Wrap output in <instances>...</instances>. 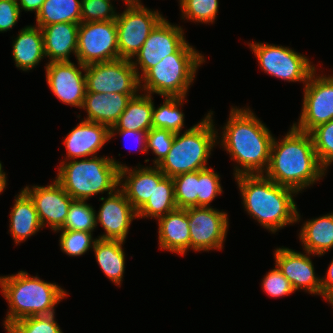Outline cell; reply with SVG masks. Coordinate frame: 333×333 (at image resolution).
Here are the masks:
<instances>
[{
    "mask_svg": "<svg viewBox=\"0 0 333 333\" xmlns=\"http://www.w3.org/2000/svg\"><path fill=\"white\" fill-rule=\"evenodd\" d=\"M228 119L219 142L238 164L234 167V177L264 174L269 166L274 136L249 107L232 106Z\"/></svg>",
    "mask_w": 333,
    "mask_h": 333,
    "instance_id": "1",
    "label": "cell"
},
{
    "mask_svg": "<svg viewBox=\"0 0 333 333\" xmlns=\"http://www.w3.org/2000/svg\"><path fill=\"white\" fill-rule=\"evenodd\" d=\"M290 128L281 141L274 137L265 176L299 193L322 179L327 170L318 160L310 133Z\"/></svg>",
    "mask_w": 333,
    "mask_h": 333,
    "instance_id": "2",
    "label": "cell"
},
{
    "mask_svg": "<svg viewBox=\"0 0 333 333\" xmlns=\"http://www.w3.org/2000/svg\"><path fill=\"white\" fill-rule=\"evenodd\" d=\"M245 211L272 233L301 219L293 196L294 189L279 185L264 174L234 177Z\"/></svg>",
    "mask_w": 333,
    "mask_h": 333,
    "instance_id": "3",
    "label": "cell"
},
{
    "mask_svg": "<svg viewBox=\"0 0 333 333\" xmlns=\"http://www.w3.org/2000/svg\"><path fill=\"white\" fill-rule=\"evenodd\" d=\"M29 275L26 271H19L14 275L0 276V291L9 305L3 323L5 329L22 318L55 313L56 304L69 295L56 283Z\"/></svg>",
    "mask_w": 333,
    "mask_h": 333,
    "instance_id": "4",
    "label": "cell"
},
{
    "mask_svg": "<svg viewBox=\"0 0 333 333\" xmlns=\"http://www.w3.org/2000/svg\"><path fill=\"white\" fill-rule=\"evenodd\" d=\"M125 164L109 157L62 161L55 180L76 200H88L98 193L111 194L119 188V170Z\"/></svg>",
    "mask_w": 333,
    "mask_h": 333,
    "instance_id": "5",
    "label": "cell"
},
{
    "mask_svg": "<svg viewBox=\"0 0 333 333\" xmlns=\"http://www.w3.org/2000/svg\"><path fill=\"white\" fill-rule=\"evenodd\" d=\"M212 112L210 110L202 121L184 133H175L170 151L157 165L166 177L208 168V158L215 144L219 143L217 139H220L217 138Z\"/></svg>",
    "mask_w": 333,
    "mask_h": 333,
    "instance_id": "6",
    "label": "cell"
},
{
    "mask_svg": "<svg viewBox=\"0 0 333 333\" xmlns=\"http://www.w3.org/2000/svg\"><path fill=\"white\" fill-rule=\"evenodd\" d=\"M204 62V55L186 41L174 54L163 58L140 78V89L150 95L186 97L198 67Z\"/></svg>",
    "mask_w": 333,
    "mask_h": 333,
    "instance_id": "7",
    "label": "cell"
},
{
    "mask_svg": "<svg viewBox=\"0 0 333 333\" xmlns=\"http://www.w3.org/2000/svg\"><path fill=\"white\" fill-rule=\"evenodd\" d=\"M249 46L261 69L270 76L306 84L316 70L308 57L289 47L259 42H252Z\"/></svg>",
    "mask_w": 333,
    "mask_h": 333,
    "instance_id": "8",
    "label": "cell"
},
{
    "mask_svg": "<svg viewBox=\"0 0 333 333\" xmlns=\"http://www.w3.org/2000/svg\"><path fill=\"white\" fill-rule=\"evenodd\" d=\"M76 59L85 66L120 59L115 21L81 22Z\"/></svg>",
    "mask_w": 333,
    "mask_h": 333,
    "instance_id": "9",
    "label": "cell"
},
{
    "mask_svg": "<svg viewBox=\"0 0 333 333\" xmlns=\"http://www.w3.org/2000/svg\"><path fill=\"white\" fill-rule=\"evenodd\" d=\"M86 92L138 94L140 79L131 60L118 59L85 66ZM138 91V92H137Z\"/></svg>",
    "mask_w": 333,
    "mask_h": 333,
    "instance_id": "10",
    "label": "cell"
},
{
    "mask_svg": "<svg viewBox=\"0 0 333 333\" xmlns=\"http://www.w3.org/2000/svg\"><path fill=\"white\" fill-rule=\"evenodd\" d=\"M164 17L145 6L131 7L118 13L115 20L119 58L134 60L135 55L150 35L151 31Z\"/></svg>",
    "mask_w": 333,
    "mask_h": 333,
    "instance_id": "11",
    "label": "cell"
},
{
    "mask_svg": "<svg viewBox=\"0 0 333 333\" xmlns=\"http://www.w3.org/2000/svg\"><path fill=\"white\" fill-rule=\"evenodd\" d=\"M316 70L304 85L301 115L293 126L310 133L314 128L333 120V75L317 76Z\"/></svg>",
    "mask_w": 333,
    "mask_h": 333,
    "instance_id": "12",
    "label": "cell"
},
{
    "mask_svg": "<svg viewBox=\"0 0 333 333\" xmlns=\"http://www.w3.org/2000/svg\"><path fill=\"white\" fill-rule=\"evenodd\" d=\"M190 229V249L221 250L228 231L226 212L212 207L187 208Z\"/></svg>",
    "mask_w": 333,
    "mask_h": 333,
    "instance_id": "13",
    "label": "cell"
},
{
    "mask_svg": "<svg viewBox=\"0 0 333 333\" xmlns=\"http://www.w3.org/2000/svg\"><path fill=\"white\" fill-rule=\"evenodd\" d=\"M185 42L182 27L172 25L163 18L151 31L142 48L135 55V61L131 60L139 79L163 58L174 54ZM139 69L142 74L139 73Z\"/></svg>",
    "mask_w": 333,
    "mask_h": 333,
    "instance_id": "14",
    "label": "cell"
},
{
    "mask_svg": "<svg viewBox=\"0 0 333 333\" xmlns=\"http://www.w3.org/2000/svg\"><path fill=\"white\" fill-rule=\"evenodd\" d=\"M46 80L52 93L64 104L82 108L86 95L85 65L70 62H52L46 66Z\"/></svg>",
    "mask_w": 333,
    "mask_h": 333,
    "instance_id": "15",
    "label": "cell"
},
{
    "mask_svg": "<svg viewBox=\"0 0 333 333\" xmlns=\"http://www.w3.org/2000/svg\"><path fill=\"white\" fill-rule=\"evenodd\" d=\"M23 190L32 199L42 227L48 224L56 232L64 225L73 198L56 180L47 186H26Z\"/></svg>",
    "mask_w": 333,
    "mask_h": 333,
    "instance_id": "16",
    "label": "cell"
},
{
    "mask_svg": "<svg viewBox=\"0 0 333 333\" xmlns=\"http://www.w3.org/2000/svg\"><path fill=\"white\" fill-rule=\"evenodd\" d=\"M100 200L103 204L96 213V224L100 223L105 232L98 239L125 241L131 222L137 218V211L120 187Z\"/></svg>",
    "mask_w": 333,
    "mask_h": 333,
    "instance_id": "17",
    "label": "cell"
},
{
    "mask_svg": "<svg viewBox=\"0 0 333 333\" xmlns=\"http://www.w3.org/2000/svg\"><path fill=\"white\" fill-rule=\"evenodd\" d=\"M306 253V254H304ZM279 247L275 249V265L296 290L321 295V277L316 276L311 253Z\"/></svg>",
    "mask_w": 333,
    "mask_h": 333,
    "instance_id": "18",
    "label": "cell"
},
{
    "mask_svg": "<svg viewBox=\"0 0 333 333\" xmlns=\"http://www.w3.org/2000/svg\"><path fill=\"white\" fill-rule=\"evenodd\" d=\"M165 174L157 166L135 167L127 166L119 170V187L127 200L138 211L152 196L154 183H160Z\"/></svg>",
    "mask_w": 333,
    "mask_h": 333,
    "instance_id": "19",
    "label": "cell"
},
{
    "mask_svg": "<svg viewBox=\"0 0 333 333\" xmlns=\"http://www.w3.org/2000/svg\"><path fill=\"white\" fill-rule=\"evenodd\" d=\"M110 139L108 126L82 120L67 134L63 141L67 151L65 160L97 156V152Z\"/></svg>",
    "mask_w": 333,
    "mask_h": 333,
    "instance_id": "20",
    "label": "cell"
},
{
    "mask_svg": "<svg viewBox=\"0 0 333 333\" xmlns=\"http://www.w3.org/2000/svg\"><path fill=\"white\" fill-rule=\"evenodd\" d=\"M137 94L86 92L81 109L87 111L83 120L113 127L126 109L129 100Z\"/></svg>",
    "mask_w": 333,
    "mask_h": 333,
    "instance_id": "21",
    "label": "cell"
},
{
    "mask_svg": "<svg viewBox=\"0 0 333 333\" xmlns=\"http://www.w3.org/2000/svg\"><path fill=\"white\" fill-rule=\"evenodd\" d=\"M159 249L185 255L190 249L187 209H175L158 220Z\"/></svg>",
    "mask_w": 333,
    "mask_h": 333,
    "instance_id": "22",
    "label": "cell"
},
{
    "mask_svg": "<svg viewBox=\"0 0 333 333\" xmlns=\"http://www.w3.org/2000/svg\"><path fill=\"white\" fill-rule=\"evenodd\" d=\"M78 28V23H54L41 28L48 63L70 62V53L76 56Z\"/></svg>",
    "mask_w": 333,
    "mask_h": 333,
    "instance_id": "23",
    "label": "cell"
},
{
    "mask_svg": "<svg viewBox=\"0 0 333 333\" xmlns=\"http://www.w3.org/2000/svg\"><path fill=\"white\" fill-rule=\"evenodd\" d=\"M12 48V57L17 68L23 71L34 69L45 57L41 28L36 25L22 28L13 41Z\"/></svg>",
    "mask_w": 333,
    "mask_h": 333,
    "instance_id": "24",
    "label": "cell"
},
{
    "mask_svg": "<svg viewBox=\"0 0 333 333\" xmlns=\"http://www.w3.org/2000/svg\"><path fill=\"white\" fill-rule=\"evenodd\" d=\"M14 201L10 212L9 231L15 244L18 245L19 242H25L43 227L32 199L23 189L18 195H15Z\"/></svg>",
    "mask_w": 333,
    "mask_h": 333,
    "instance_id": "25",
    "label": "cell"
},
{
    "mask_svg": "<svg viewBox=\"0 0 333 333\" xmlns=\"http://www.w3.org/2000/svg\"><path fill=\"white\" fill-rule=\"evenodd\" d=\"M305 252L323 256L333 248V213L304 222L299 233Z\"/></svg>",
    "mask_w": 333,
    "mask_h": 333,
    "instance_id": "26",
    "label": "cell"
},
{
    "mask_svg": "<svg viewBox=\"0 0 333 333\" xmlns=\"http://www.w3.org/2000/svg\"><path fill=\"white\" fill-rule=\"evenodd\" d=\"M152 95L144 93L132 97L117 123L110 130L146 131L152 128Z\"/></svg>",
    "mask_w": 333,
    "mask_h": 333,
    "instance_id": "27",
    "label": "cell"
},
{
    "mask_svg": "<svg viewBox=\"0 0 333 333\" xmlns=\"http://www.w3.org/2000/svg\"><path fill=\"white\" fill-rule=\"evenodd\" d=\"M124 242L97 238L92 248L101 270L117 286L121 285L125 271V252L122 248Z\"/></svg>",
    "mask_w": 333,
    "mask_h": 333,
    "instance_id": "28",
    "label": "cell"
},
{
    "mask_svg": "<svg viewBox=\"0 0 333 333\" xmlns=\"http://www.w3.org/2000/svg\"><path fill=\"white\" fill-rule=\"evenodd\" d=\"M82 0H45L36 15L40 28L54 23H81Z\"/></svg>",
    "mask_w": 333,
    "mask_h": 333,
    "instance_id": "29",
    "label": "cell"
},
{
    "mask_svg": "<svg viewBox=\"0 0 333 333\" xmlns=\"http://www.w3.org/2000/svg\"><path fill=\"white\" fill-rule=\"evenodd\" d=\"M177 209L172 177H165L154 183V192L149 200L137 211V218L159 219Z\"/></svg>",
    "mask_w": 333,
    "mask_h": 333,
    "instance_id": "30",
    "label": "cell"
},
{
    "mask_svg": "<svg viewBox=\"0 0 333 333\" xmlns=\"http://www.w3.org/2000/svg\"><path fill=\"white\" fill-rule=\"evenodd\" d=\"M186 97H164L159 107L153 108L152 125L155 128L170 130L179 133L184 128V114L179 107L183 105Z\"/></svg>",
    "mask_w": 333,
    "mask_h": 333,
    "instance_id": "31",
    "label": "cell"
},
{
    "mask_svg": "<svg viewBox=\"0 0 333 333\" xmlns=\"http://www.w3.org/2000/svg\"><path fill=\"white\" fill-rule=\"evenodd\" d=\"M96 210L85 200L73 199L66 216L64 225L59 231L93 232L96 228Z\"/></svg>",
    "mask_w": 333,
    "mask_h": 333,
    "instance_id": "32",
    "label": "cell"
},
{
    "mask_svg": "<svg viewBox=\"0 0 333 333\" xmlns=\"http://www.w3.org/2000/svg\"><path fill=\"white\" fill-rule=\"evenodd\" d=\"M176 206L179 209L198 207L199 170L172 177Z\"/></svg>",
    "mask_w": 333,
    "mask_h": 333,
    "instance_id": "33",
    "label": "cell"
},
{
    "mask_svg": "<svg viewBox=\"0 0 333 333\" xmlns=\"http://www.w3.org/2000/svg\"><path fill=\"white\" fill-rule=\"evenodd\" d=\"M182 18L200 23H214L218 13V0H179Z\"/></svg>",
    "mask_w": 333,
    "mask_h": 333,
    "instance_id": "34",
    "label": "cell"
},
{
    "mask_svg": "<svg viewBox=\"0 0 333 333\" xmlns=\"http://www.w3.org/2000/svg\"><path fill=\"white\" fill-rule=\"evenodd\" d=\"M55 313L19 319L10 324L7 333H63L55 321Z\"/></svg>",
    "mask_w": 333,
    "mask_h": 333,
    "instance_id": "35",
    "label": "cell"
},
{
    "mask_svg": "<svg viewBox=\"0 0 333 333\" xmlns=\"http://www.w3.org/2000/svg\"><path fill=\"white\" fill-rule=\"evenodd\" d=\"M310 135L318 160L327 170L333 163V120L317 126Z\"/></svg>",
    "mask_w": 333,
    "mask_h": 333,
    "instance_id": "36",
    "label": "cell"
},
{
    "mask_svg": "<svg viewBox=\"0 0 333 333\" xmlns=\"http://www.w3.org/2000/svg\"><path fill=\"white\" fill-rule=\"evenodd\" d=\"M92 234L84 231H61L60 249L69 256H81L93 248L97 238H92Z\"/></svg>",
    "mask_w": 333,
    "mask_h": 333,
    "instance_id": "37",
    "label": "cell"
},
{
    "mask_svg": "<svg viewBox=\"0 0 333 333\" xmlns=\"http://www.w3.org/2000/svg\"><path fill=\"white\" fill-rule=\"evenodd\" d=\"M220 181L213 168L199 170L198 207H210L213 199L223 192Z\"/></svg>",
    "mask_w": 333,
    "mask_h": 333,
    "instance_id": "38",
    "label": "cell"
},
{
    "mask_svg": "<svg viewBox=\"0 0 333 333\" xmlns=\"http://www.w3.org/2000/svg\"><path fill=\"white\" fill-rule=\"evenodd\" d=\"M117 15L110 0H82L81 22L115 21Z\"/></svg>",
    "mask_w": 333,
    "mask_h": 333,
    "instance_id": "39",
    "label": "cell"
},
{
    "mask_svg": "<svg viewBox=\"0 0 333 333\" xmlns=\"http://www.w3.org/2000/svg\"><path fill=\"white\" fill-rule=\"evenodd\" d=\"M174 137V132L162 128L153 127L147 132V153L151 149L157 156L153 160V165L157 166L167 156L172 147Z\"/></svg>",
    "mask_w": 333,
    "mask_h": 333,
    "instance_id": "40",
    "label": "cell"
},
{
    "mask_svg": "<svg viewBox=\"0 0 333 333\" xmlns=\"http://www.w3.org/2000/svg\"><path fill=\"white\" fill-rule=\"evenodd\" d=\"M262 289L271 297L277 298L295 292L292 284L284 277L277 268L270 270L262 279Z\"/></svg>",
    "mask_w": 333,
    "mask_h": 333,
    "instance_id": "41",
    "label": "cell"
},
{
    "mask_svg": "<svg viewBox=\"0 0 333 333\" xmlns=\"http://www.w3.org/2000/svg\"><path fill=\"white\" fill-rule=\"evenodd\" d=\"M17 0H0V32H7L16 25L20 17Z\"/></svg>",
    "mask_w": 333,
    "mask_h": 333,
    "instance_id": "42",
    "label": "cell"
},
{
    "mask_svg": "<svg viewBox=\"0 0 333 333\" xmlns=\"http://www.w3.org/2000/svg\"><path fill=\"white\" fill-rule=\"evenodd\" d=\"M119 134L120 136L123 135V137H134L136 136V140L138 142V144L141 146L140 150H141V153L143 152H146L147 153V148H146V144H147V132L146 131H129V130H110V138H113L114 135L116 134ZM138 145V146H139Z\"/></svg>",
    "mask_w": 333,
    "mask_h": 333,
    "instance_id": "43",
    "label": "cell"
},
{
    "mask_svg": "<svg viewBox=\"0 0 333 333\" xmlns=\"http://www.w3.org/2000/svg\"><path fill=\"white\" fill-rule=\"evenodd\" d=\"M333 296V259L327 269L325 277L321 278V297L329 300Z\"/></svg>",
    "mask_w": 333,
    "mask_h": 333,
    "instance_id": "44",
    "label": "cell"
},
{
    "mask_svg": "<svg viewBox=\"0 0 333 333\" xmlns=\"http://www.w3.org/2000/svg\"><path fill=\"white\" fill-rule=\"evenodd\" d=\"M44 1L45 0H17V4L19 5L20 11H34L35 15H37Z\"/></svg>",
    "mask_w": 333,
    "mask_h": 333,
    "instance_id": "45",
    "label": "cell"
},
{
    "mask_svg": "<svg viewBox=\"0 0 333 333\" xmlns=\"http://www.w3.org/2000/svg\"><path fill=\"white\" fill-rule=\"evenodd\" d=\"M124 1L126 3L127 8H131V7H142V6H144L141 3V0H124Z\"/></svg>",
    "mask_w": 333,
    "mask_h": 333,
    "instance_id": "46",
    "label": "cell"
},
{
    "mask_svg": "<svg viewBox=\"0 0 333 333\" xmlns=\"http://www.w3.org/2000/svg\"><path fill=\"white\" fill-rule=\"evenodd\" d=\"M7 177H0V194L2 192H4L3 190H5L6 188V185H7V180H6Z\"/></svg>",
    "mask_w": 333,
    "mask_h": 333,
    "instance_id": "47",
    "label": "cell"
},
{
    "mask_svg": "<svg viewBox=\"0 0 333 333\" xmlns=\"http://www.w3.org/2000/svg\"><path fill=\"white\" fill-rule=\"evenodd\" d=\"M2 164H1V161H0V177H6V173L3 172V169H2Z\"/></svg>",
    "mask_w": 333,
    "mask_h": 333,
    "instance_id": "48",
    "label": "cell"
},
{
    "mask_svg": "<svg viewBox=\"0 0 333 333\" xmlns=\"http://www.w3.org/2000/svg\"><path fill=\"white\" fill-rule=\"evenodd\" d=\"M333 306V296L327 301Z\"/></svg>",
    "mask_w": 333,
    "mask_h": 333,
    "instance_id": "49",
    "label": "cell"
}]
</instances>
